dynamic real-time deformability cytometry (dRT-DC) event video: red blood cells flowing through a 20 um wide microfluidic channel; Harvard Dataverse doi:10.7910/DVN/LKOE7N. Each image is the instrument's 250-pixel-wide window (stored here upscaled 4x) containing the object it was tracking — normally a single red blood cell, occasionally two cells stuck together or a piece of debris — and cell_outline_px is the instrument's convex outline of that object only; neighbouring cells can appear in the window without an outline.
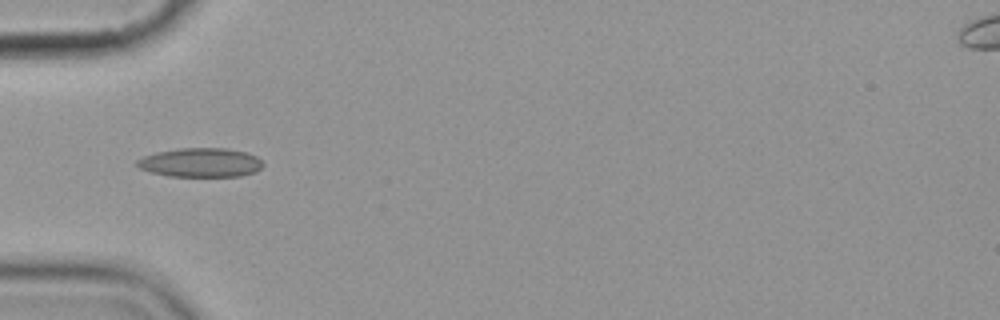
{"species": "common noctule bat (a hibernating species)", "species_latin": "Nyctalus noctula", "temperature_condition": "cold", "stored_images_in_passage": 6, "camera_frame_rate_fps": 3000, "um_per_image_px": 0.085, "animal": {"sex": "female", "body_mass_g": 19.9}, "frame": {"image": 1, "passage_image": 6, "time_ms": 5.667, "image_size_px": [1000, 320], "cell_outline_px": [[264, 164], [256, 172], [240, 176], [168, 176], [152, 172], [140, 168], [136, 164], [136, 160], [144, 156], [156, 152], [176, 148], [228, 148], [248, 152], [256, 156]], "centroid_in_image_um": [17.07, 13.8], "position_along_channel_um": 67.9, "area_um2": 21.44}}